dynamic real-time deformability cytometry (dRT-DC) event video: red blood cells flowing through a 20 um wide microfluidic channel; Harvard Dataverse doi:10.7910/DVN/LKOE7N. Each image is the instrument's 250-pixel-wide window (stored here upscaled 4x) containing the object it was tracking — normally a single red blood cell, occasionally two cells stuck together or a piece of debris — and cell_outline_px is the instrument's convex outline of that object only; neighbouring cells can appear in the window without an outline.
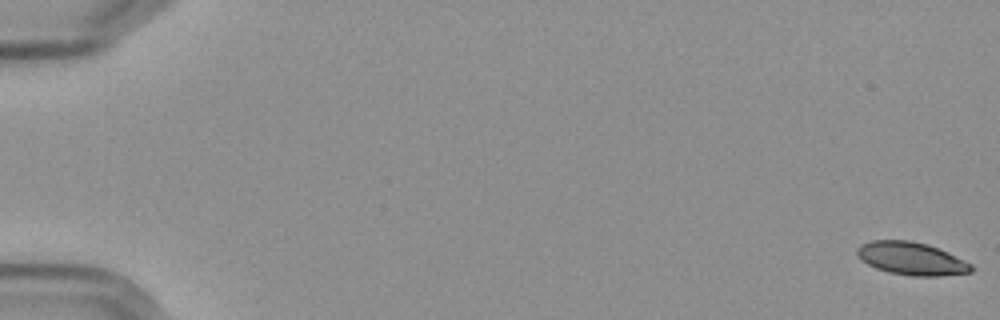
{"species": "Egyptian fruit bat (a non-hibernating species)", "species_latin": "Rousettus aegyptiacus", "temperature_condition": "cold", "stored_images_in_passage": 6, "camera_frame_rate_fps": 3000, "um_per_image_px": 0.085, "frame": {"image": 1, "passage_image": 1, "time_ms": 0.0, "image_size_px": [1000, 320], "cell_outline_px": [[972, 272], [940, 276], [912, 276], [888, 272], [876, 268], [860, 260], [856, 256], [856, 248], [860, 244], [872, 240], [908, 240], [928, 244], [948, 252], [972, 264]], "centroid_in_image_um": [77.44, 21.97], "position_along_channel_um": 7.6, "area_um2": 22.02}}
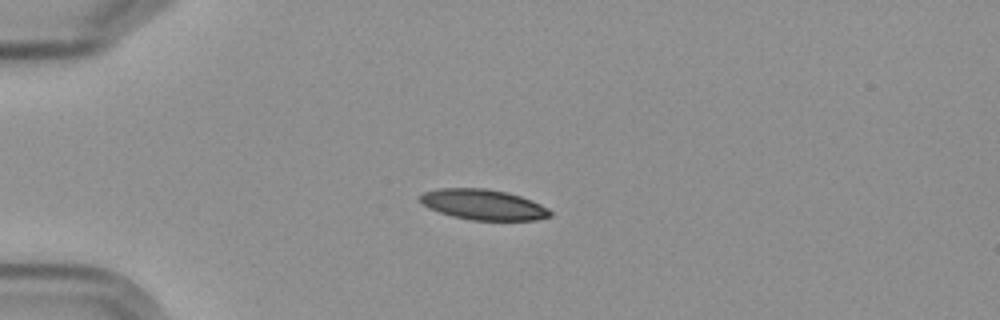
{"frame": {"image": 2, "passage_image": 5, "time_ms": 5.0, "image_size_px": [1000, 320], "cell_outline_px": [[552, 216], [536, 220], [472, 220], [452, 216], [428, 208], [416, 200], [424, 192], [440, 188], [484, 188], [504, 192], [520, 196], [532, 200], [548, 208], [552, 212]], "centroid_in_image_um": [41.06, 17.39], "position_along_channel_um": 43.9, "area_um2": 23.12}}